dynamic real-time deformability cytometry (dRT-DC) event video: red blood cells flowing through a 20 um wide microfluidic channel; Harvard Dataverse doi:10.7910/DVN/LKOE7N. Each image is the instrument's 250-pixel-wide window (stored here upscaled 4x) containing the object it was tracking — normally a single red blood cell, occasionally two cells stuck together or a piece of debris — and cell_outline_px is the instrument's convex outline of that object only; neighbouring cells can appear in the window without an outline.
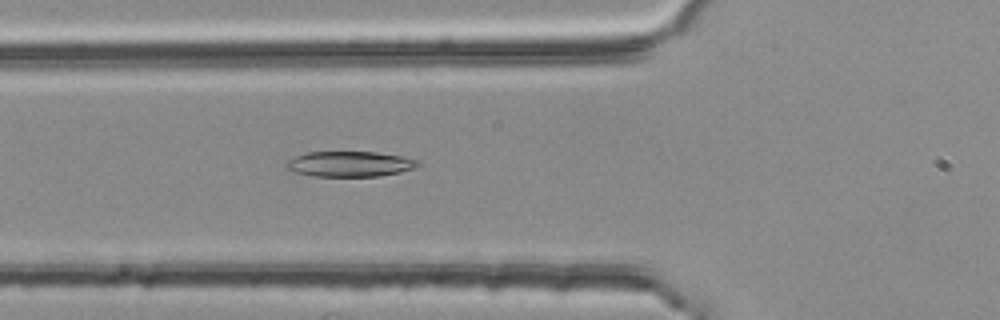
{"species": "common noctule bat (a hibernating species)", "species_latin": "Nyctalus noctula", "temperature_condition": "room temperature", "stored_images_in_passage": 41, "camera_frame_rate_fps": 3000, "um_per_image_px": 0.085, "animal": {"sex": "female", "body_mass_g": 25.1}, "frame": {"image": 1, "passage_image": 12, "time_ms": 3.667, "image_size_px": [1000, 320], "cell_outline_px": [[420, 164], [416, 168], [400, 172], [380, 176], [312, 176], [292, 172], [284, 164], [288, 160], [296, 156], [308, 152], [376, 152], [404, 156], [420, 160]], "centroid_in_image_um": [29.77, 13.94], "position_along_channel_um": 96.0, "area_um2": 19.65}}
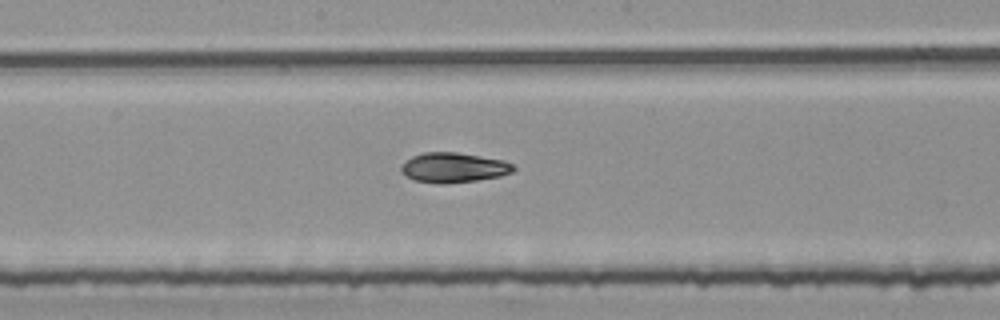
{"frame": {"image": 2, "passage_image": 21, "time_ms": 6.667, "image_size_px": [1000, 320], "cell_outline_px": [[516, 168], [512, 172], [500, 176], [476, 180], [440, 184], [412, 180], [400, 168], [412, 156], [424, 152], [456, 152], [500, 160], [512, 164]], "centroid_in_image_um": [38.55, 14.25], "position_along_channel_um": 209.6, "area_um2": 19.13}}
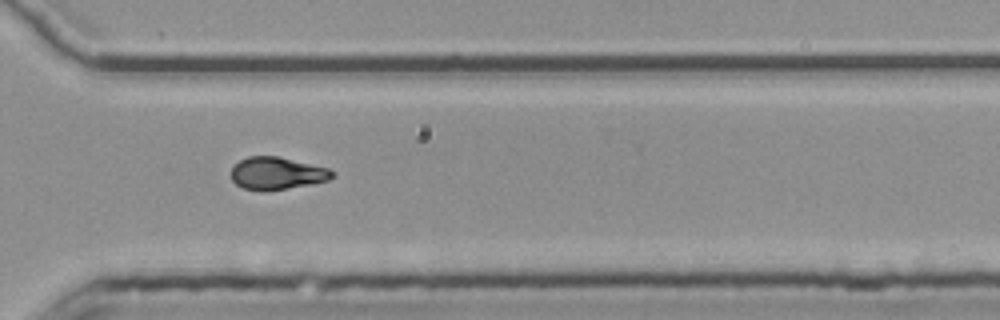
{"frame": {"image": 3, "passage_image": 32, "time_ms": 10.333, "image_size_px": [1000, 320], "cell_outline_px": [[336, 176], [328, 180], [312, 184], [264, 192], [260, 192], [244, 188], [236, 184], [232, 180], [232, 168], [240, 160], [248, 156], [280, 156], [328, 168], [336, 172]], "centroid_in_image_um": [23.57, 14.74], "position_along_channel_um": 347.0, "area_um2": 19.36}, "authors_computed_cell_mechanics": {"area_um2": 19.5364, "velocity_mm_per_s": 3.7647, "shape_relaxation_time_tau1_ms": 3.8956, "shape_relaxation_time_tau2_ms": 2.9351, "deformation_change_tau1": 0.1758, "deformation_change_tau2": 0.0889}}